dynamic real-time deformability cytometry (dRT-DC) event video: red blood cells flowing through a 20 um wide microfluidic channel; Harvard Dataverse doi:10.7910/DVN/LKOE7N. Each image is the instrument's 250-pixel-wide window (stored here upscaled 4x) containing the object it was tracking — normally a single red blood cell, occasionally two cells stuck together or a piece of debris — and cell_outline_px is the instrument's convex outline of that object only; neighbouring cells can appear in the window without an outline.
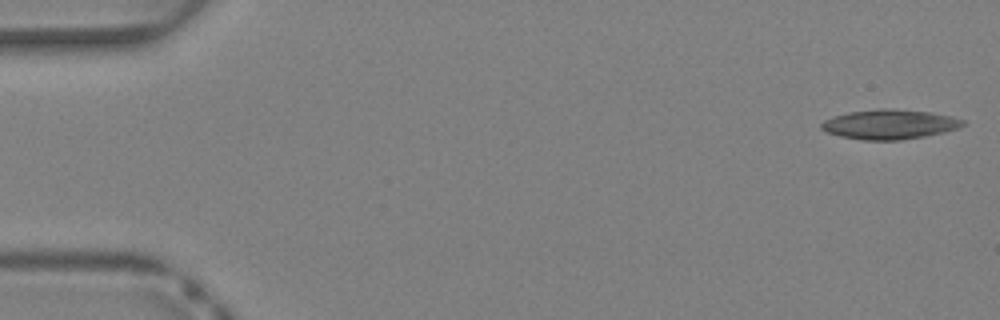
{"species": "Egyptian fruit bat (a non-hibernating species)", "species_latin": "Rousettus aegyptiacus", "temperature_condition": "warm", "stored_images_in_passage": 40, "camera_frame_rate_fps": 3000, "um_per_image_px": 0.085, "animal": {"sex": "female"}, "frame": {"image": 1, "passage_image": 1, "time_ms": 0.0, "image_size_px": [1000, 320], "cell_outline_px": [[964, 124], [956, 128], [924, 136], [900, 140], [864, 140], [840, 136], [828, 132], [820, 128], [820, 124], [824, 120], [832, 116], [848, 112], [880, 108], [892, 108], [928, 112], [952, 116], [964, 120]], "centroid_in_image_um": [75.55, 10.55], "position_along_channel_um": 9.4, "area_um2": 24.28}}
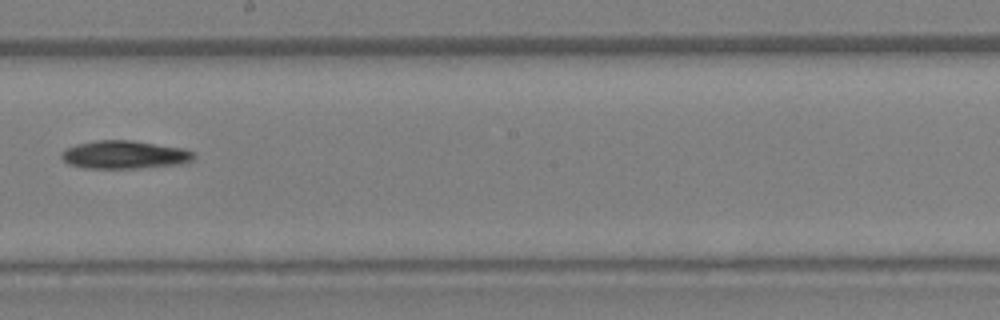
{"frame": {"image": 2, "passage_image": 23, "time_ms": 7.333, "image_size_px": [1000, 320], "cell_outline_px": [[196, 156], [192, 160], [184, 164], [140, 168], [84, 168], [68, 164], [60, 156], [68, 148], [76, 144], [96, 140], [128, 140], [184, 148], [196, 152]], "centroid_in_image_um": [10.64, 13.16], "position_along_channel_um": 237.6, "area_um2": 21.73}}
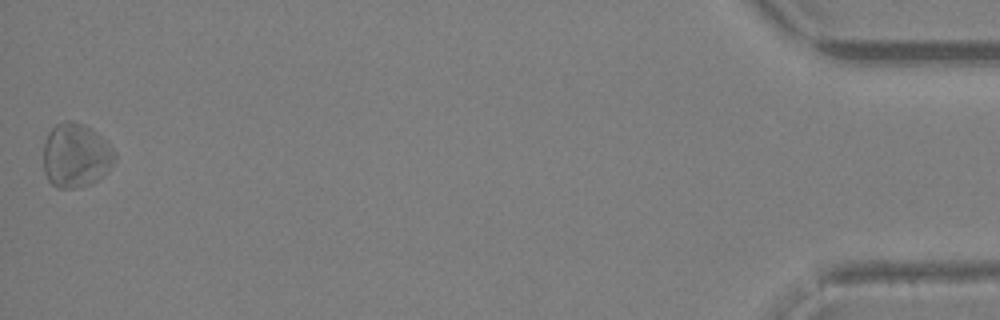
{"frame": {"image": 3, "passage_image": 40, "time_ms": 13.0, "image_size_px": [1000, 320], "cell_outline_px": [[116, 160], [108, 172], [96, 180], [88, 184], [72, 188], [56, 188], [48, 180], [44, 172], [44, 144], [48, 132], [56, 124], [68, 120], [72, 120], [84, 124], [92, 128], [116, 152]], "centroid_in_image_um": [6.45, 13.2], "position_along_channel_um": 428.8, "area_um2": 26.76}}